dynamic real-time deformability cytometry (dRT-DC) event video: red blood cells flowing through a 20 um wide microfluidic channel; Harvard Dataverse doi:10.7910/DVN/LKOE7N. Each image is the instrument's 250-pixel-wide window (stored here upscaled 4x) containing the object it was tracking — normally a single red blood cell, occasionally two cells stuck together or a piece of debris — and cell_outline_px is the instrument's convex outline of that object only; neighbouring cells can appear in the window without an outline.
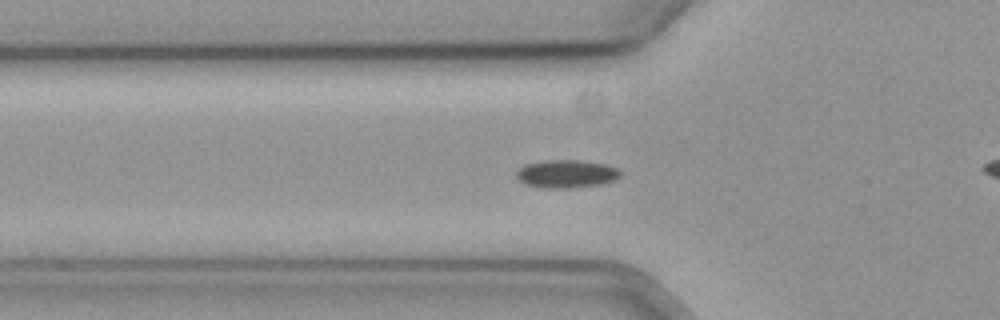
{"species": "common noctule bat (a hibernating species)", "species_latin": "Nyctalus noctula", "temperature_condition": "cold", "stored_images_in_passage": 57, "camera_frame_rate_fps": 3000, "um_per_image_px": 0.085, "animal": {"sex": "female", "body_mass_g": 19.3, "forearm_length_mm": 54.1}, "frame": {"image": 1, "passage_image": 18, "time_ms": 5.667, "image_size_px": [1000, 320], "cell_outline_px": [[620, 176], [616, 180], [600, 184], [572, 188], [540, 188], [524, 184], [516, 176], [516, 172], [524, 164], [548, 160], [580, 160], [604, 164], [616, 168], [620, 172]], "centroid_in_image_um": [48.12, 14.78], "position_along_channel_um": 77.7, "area_um2": 16.99}}
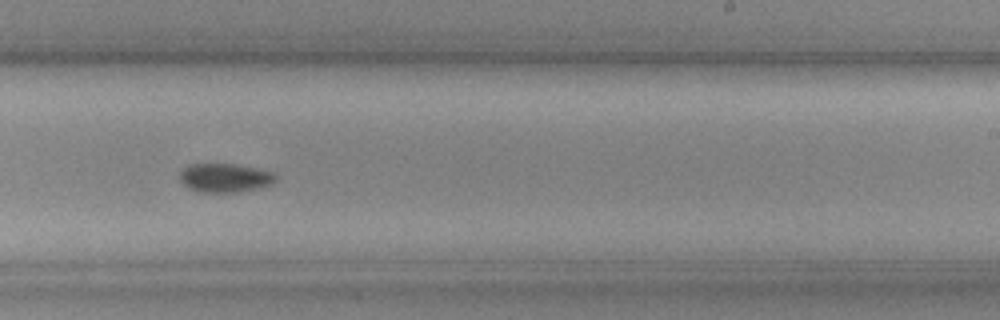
{"frame": {"image": 2, "passage_image": 34, "time_ms": 11.0, "image_size_px": [1000, 320], "cell_outline_px": [[276, 180], [272, 184], [256, 188], [236, 192], [196, 192], [188, 188], [180, 180], [180, 172], [188, 164], [236, 164], [276, 172]], "centroid_in_image_um": [19.12, 15.11], "position_along_channel_um": 269.9, "area_um2": 16.18}}
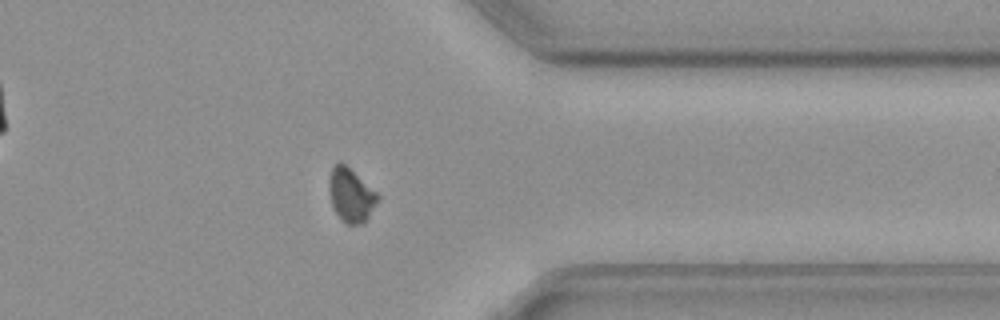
{"frame": {"image": 3, "passage_image": 44, "time_ms": 14.333, "image_size_px": [1000, 320], "cell_outline_px": [[380, 200], [364, 224], [344, 224], [332, 208], [328, 188], [328, 180], [332, 164], [344, 164], [376, 192], [380, 196]], "centroid_in_image_um": [29.81, 16.63], "position_along_channel_um": 381.6, "area_um2": 15.37}}